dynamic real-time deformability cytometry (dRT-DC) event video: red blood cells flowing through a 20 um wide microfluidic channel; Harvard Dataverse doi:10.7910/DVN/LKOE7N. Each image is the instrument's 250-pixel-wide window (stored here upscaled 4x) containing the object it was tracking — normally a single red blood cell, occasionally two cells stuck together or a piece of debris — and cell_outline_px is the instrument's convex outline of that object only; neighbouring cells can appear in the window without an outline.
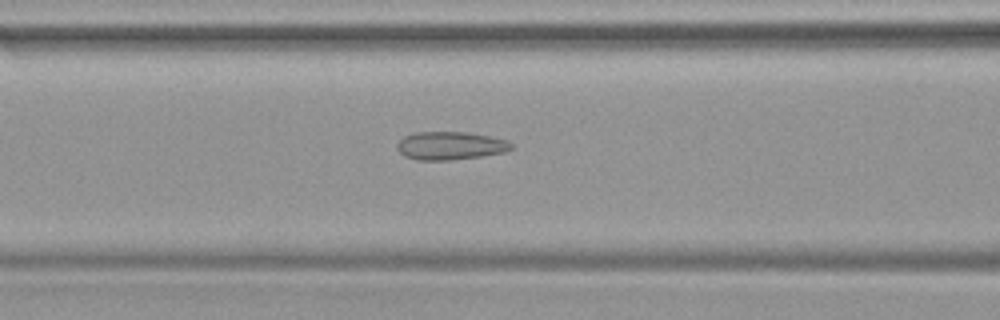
{"species": "common noctule bat (a hibernating species)", "species_latin": "Nyctalus noctula", "temperature_condition": "warm", "stored_images_in_passage": 47, "camera_frame_rate_fps": 3000, "um_per_image_px": 0.085, "animal": {"sex": "female", "body_mass_g": 19.9}, "frame": {"image": 1, "passage_image": 19, "time_ms": 6.0, "image_size_px": [1000, 320], "cell_outline_px": [[512, 148], [504, 152], [480, 156], [448, 160], [416, 160], [404, 156], [396, 148], [396, 144], [404, 136], [416, 132], [468, 132], [488, 136], [504, 140], [512, 144]], "centroid_in_image_um": [38.21, 12.38], "position_along_channel_um": 128.4, "area_um2": 18.55}}
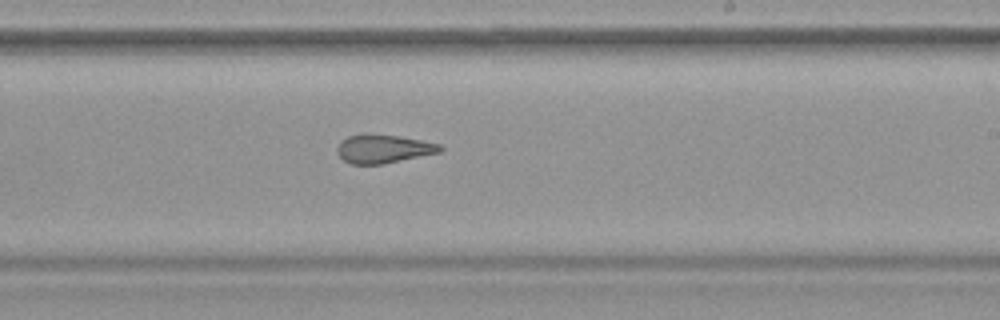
{"frame": {"image": 2, "passage_image": 28, "time_ms": 9.0, "image_size_px": [1000, 320], "cell_outline_px": [[444, 148], [440, 152], [384, 164], [352, 164], [344, 160], [336, 152], [336, 148], [340, 140], [348, 136], [364, 132], [368, 132], [400, 136], [440, 144]], "centroid_in_image_um": [32.55, 12.62], "position_along_channel_um": 256.5, "area_um2": 17.46}}
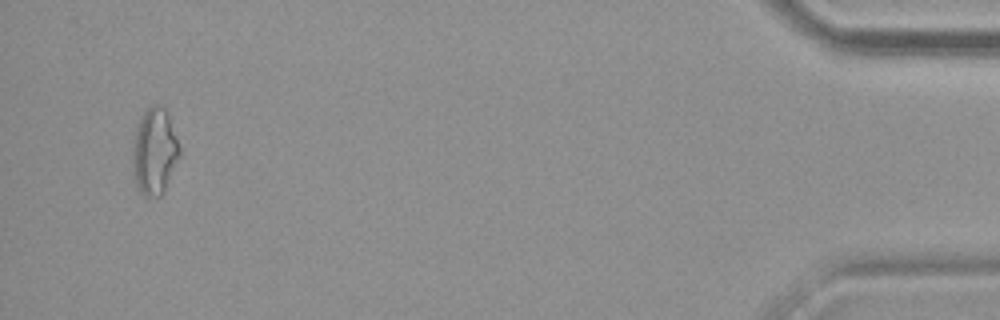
{"frame": {"image": 3, "passage_image": 45, "time_ms": 14.667, "image_size_px": [1000, 320], "cell_outline_px": [[180, 156], [164, 192], [160, 196], [144, 196], [140, 192], [136, 184], [132, 168], [132, 140], [140, 116], [152, 104], [164, 104], [168, 112], [180, 148]], "centroid_in_image_um": [13.12, 12.84], "position_along_channel_um": 422.1, "area_um2": 24.16}}